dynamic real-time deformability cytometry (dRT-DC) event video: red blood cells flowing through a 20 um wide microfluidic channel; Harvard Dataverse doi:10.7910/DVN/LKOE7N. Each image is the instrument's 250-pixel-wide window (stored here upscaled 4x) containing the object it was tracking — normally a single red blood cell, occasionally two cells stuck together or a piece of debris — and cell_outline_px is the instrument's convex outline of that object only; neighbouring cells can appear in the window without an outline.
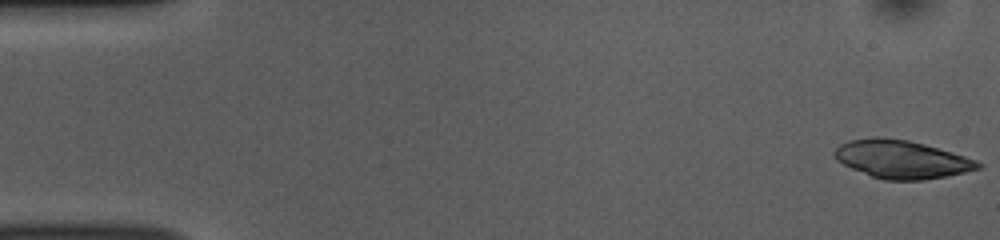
{"species": "common noctule bat (a hibernating species)", "species_latin": "Nyctalus noctula", "temperature_condition": "room temperature", "stored_images_in_passage": 25, "camera_frame_rate_fps": 3000, "um_per_image_px": 0.085, "animal": {"sex": "female", "body_mass_g": 10.0, "forearm_length_mm": 53.1}, "frame": {"image": 1, "passage_image": 1, "time_ms": 0.0, "image_size_px": [1000, 240], "cell_outline_px": [[984, 164], [980, 168], [964, 172], [924, 180], [884, 180], [872, 176], [852, 168], [836, 160], [832, 152], [840, 144], [848, 140], [872, 136], [880, 136], [908, 140], [924, 144], [952, 152], [976, 160]], "centroid_in_image_um": [76.6, 13.52], "position_along_channel_um": 8.4, "area_um2": 31.85}}